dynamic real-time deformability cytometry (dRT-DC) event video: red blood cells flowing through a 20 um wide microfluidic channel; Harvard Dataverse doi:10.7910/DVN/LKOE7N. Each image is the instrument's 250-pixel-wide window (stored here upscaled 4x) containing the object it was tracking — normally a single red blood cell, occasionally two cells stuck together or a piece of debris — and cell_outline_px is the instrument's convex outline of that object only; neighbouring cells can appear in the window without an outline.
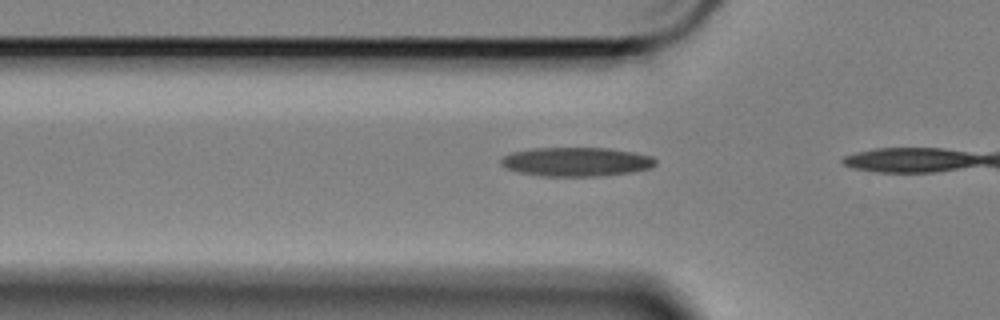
{"species": "Egyptian fruit bat (a non-hibernating species)", "species_latin": "Rousettus aegyptiacus", "temperature_condition": "cold", "stored_images_in_passage": 4, "camera_frame_rate_fps": 3000, "um_per_image_px": 0.085, "animal": {"sex": "female"}, "frame": {"image": 1, "passage_image": 2, "time_ms": 0.333, "image_size_px": [1000, 320], "cell_outline_px": [[656, 164], [652, 168], [632, 172], [604, 176], [540, 176], [520, 172], [508, 168], [500, 164], [500, 160], [504, 156], [512, 152], [532, 148], [608, 148], [632, 152], [652, 156], [656, 160]], "centroid_in_image_um": [49.01, 13.75], "position_along_channel_um": 76.8, "area_um2": 26.18}}